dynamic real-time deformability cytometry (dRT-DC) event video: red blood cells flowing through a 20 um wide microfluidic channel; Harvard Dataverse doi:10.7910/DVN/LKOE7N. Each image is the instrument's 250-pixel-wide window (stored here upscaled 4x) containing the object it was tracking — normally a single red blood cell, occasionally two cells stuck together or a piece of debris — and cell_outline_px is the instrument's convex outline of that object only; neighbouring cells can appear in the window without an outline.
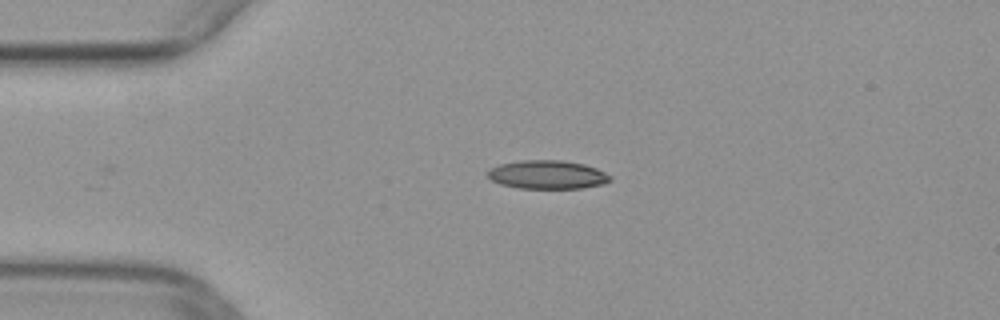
{"species": "common noctule bat (a hibernating species)", "species_latin": "Nyctalus noctula", "temperature_condition": "warm", "stored_images_in_passage": 28, "camera_frame_rate_fps": 3000, "um_per_image_px": 0.085, "animal": {"sex": "female", "body_mass_g": 29.2, "forearm_length_mm": 56.3}, "frame": {"image": 1, "passage_image": 1, "time_ms": 0.0, "image_size_px": [1000, 320], "cell_outline_px": [[612, 180], [604, 184], [584, 188], [516, 188], [500, 184], [492, 180], [484, 172], [488, 168], [500, 164], [520, 160], [560, 160], [584, 164], [596, 168], [612, 176]], "centroid_in_image_um": [46.51, 14.84], "position_along_channel_um": 38.5, "area_um2": 20.63}}
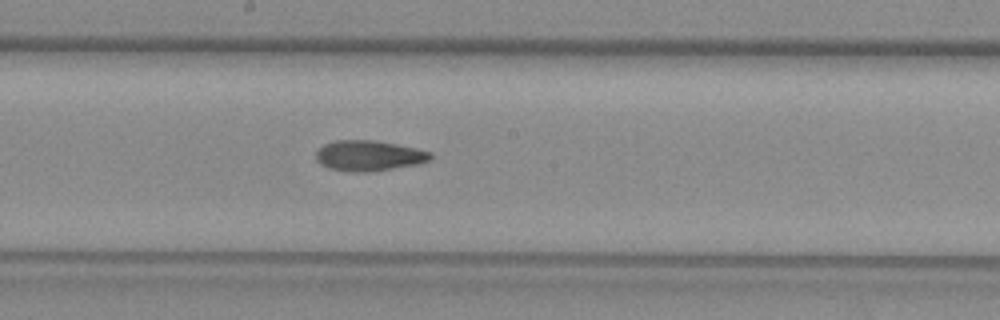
{"frame": {"image": 2, "passage_image": 16, "time_ms": 5.0, "image_size_px": [1000, 320], "cell_outline_px": [[432, 160], [420, 164], [368, 172], [352, 172], [328, 168], [320, 164], [316, 160], [316, 152], [324, 144], [336, 140], [372, 140], [396, 144], [416, 148], [432, 152]], "centroid_in_image_um": [31.37, 13.24], "position_along_channel_um": 216.8, "area_um2": 20.46}}
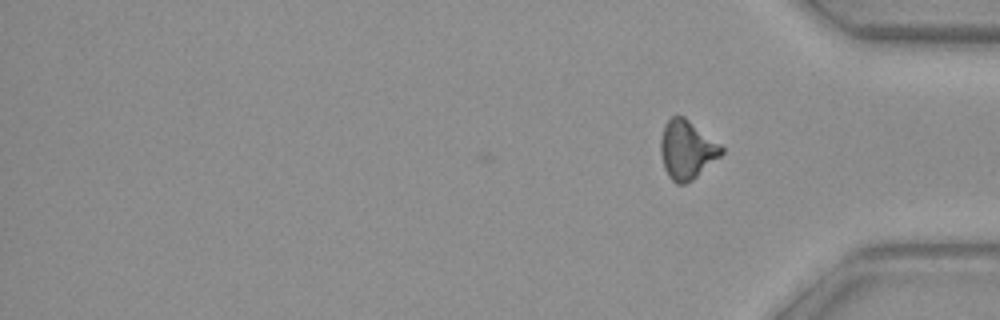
{"frame": {"image": 3, "passage_image": 28, "time_ms": 9.0, "image_size_px": [1000, 320], "cell_outline_px": [[724, 152], [720, 156], [692, 180], [684, 184], [676, 184], [668, 176], [664, 168], [660, 156], [660, 140], [664, 124], [672, 116], [684, 116], [720, 144], [724, 148]], "centroid_in_image_um": [58.36, 12.73], "position_along_channel_um": 376.8, "area_um2": 20.81}}